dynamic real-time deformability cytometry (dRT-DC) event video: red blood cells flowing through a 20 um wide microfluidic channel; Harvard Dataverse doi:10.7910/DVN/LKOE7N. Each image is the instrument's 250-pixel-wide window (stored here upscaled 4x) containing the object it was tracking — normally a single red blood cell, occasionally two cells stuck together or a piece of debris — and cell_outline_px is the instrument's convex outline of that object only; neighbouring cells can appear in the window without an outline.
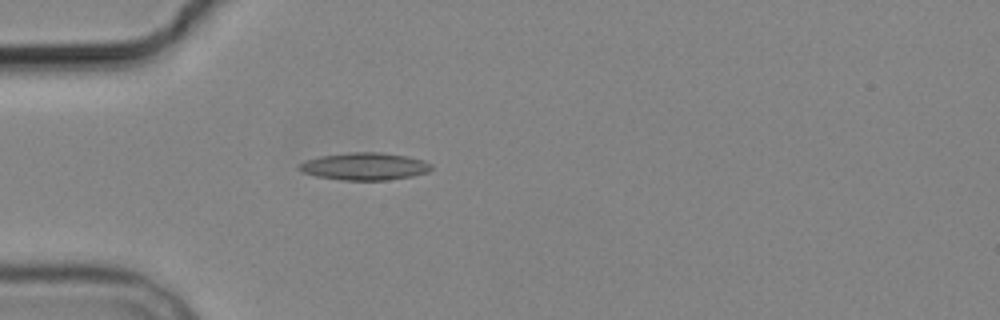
{"species": "common noctule bat (a hibernating species)", "species_latin": "Nyctalus noctula", "temperature_condition": "cold", "stored_images_in_passage": 4, "camera_frame_rate_fps": 3000, "um_per_image_px": 0.085, "animal": {"sex": "male", "body_mass_g": 19.2, "forearm_length_mm": 51.8}, "frame": {"image": 1, "passage_image": 4, "time_ms": 3.333, "image_size_px": [1000, 320], "cell_outline_px": [[432, 168], [428, 172], [412, 176], [388, 180], [340, 180], [316, 176], [304, 172], [300, 168], [300, 164], [308, 160], [320, 156], [348, 152], [380, 152], [408, 156], [424, 160], [432, 164]], "centroid_in_image_um": [31.06, 14.14], "position_along_channel_um": 53.9, "area_um2": 21.04}}